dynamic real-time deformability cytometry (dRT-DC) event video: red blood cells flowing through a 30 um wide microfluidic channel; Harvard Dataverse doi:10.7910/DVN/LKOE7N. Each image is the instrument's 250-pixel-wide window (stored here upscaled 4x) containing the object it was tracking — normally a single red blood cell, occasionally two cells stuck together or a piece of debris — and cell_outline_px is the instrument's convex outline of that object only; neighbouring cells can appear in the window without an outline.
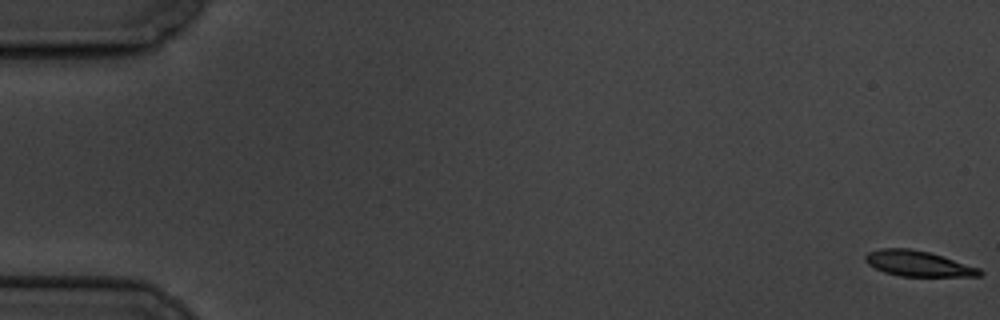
{"species": "common noctule bat (a hibernating species)", "species_latin": "Nyctalus noctula", "temperature_condition": "cold", "stored_images_in_passage": 6, "camera_frame_rate_fps": 3000, "um_per_image_px": 0.085, "animal": {"sex": "male", "body_mass_g": 19.5, "forearm_length_mm": 54.6}, "frame": {"image": 1, "passage_image": 1, "time_ms": 0.0, "image_size_px": [1000, 320], "cell_outline_px": [[984, 272], [980, 276], [900, 276], [884, 272], [868, 264], [864, 260], [864, 256], [868, 252], [880, 248], [908, 248], [928, 252], [980, 268]], "centroid_in_image_um": [78.01, 22.4], "position_along_channel_um": 7.0, "area_um2": 16.88}}
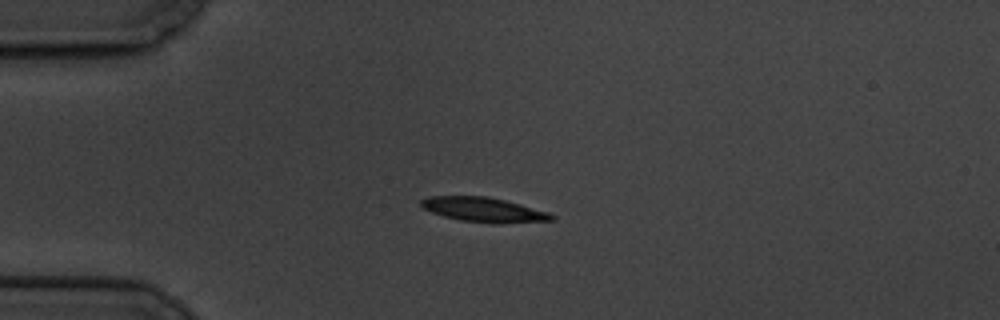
{"frame": {"image": 2, "passage_image": 5, "time_ms": 5.0, "image_size_px": [1000, 320], "cell_outline_px": [[556, 220], [500, 224], [492, 224], [460, 220], [444, 216], [432, 212], [424, 208], [420, 204], [420, 200], [428, 196], [488, 196], [520, 204], [548, 212], [556, 216]], "centroid_in_image_um": [41.15, 17.83], "position_along_channel_um": 43.9, "area_um2": 18.84}}